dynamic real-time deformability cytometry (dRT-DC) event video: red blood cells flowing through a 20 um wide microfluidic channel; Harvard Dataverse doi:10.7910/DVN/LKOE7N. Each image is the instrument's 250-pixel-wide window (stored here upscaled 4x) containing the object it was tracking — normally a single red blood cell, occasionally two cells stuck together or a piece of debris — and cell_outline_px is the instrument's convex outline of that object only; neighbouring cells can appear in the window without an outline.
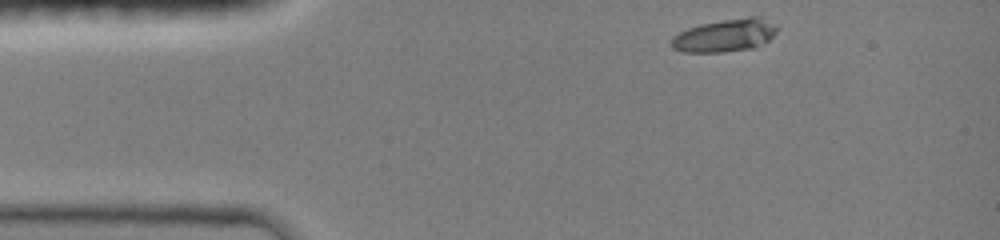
{"species": "common noctule bat (a hibernating species)", "species_latin": "Nyctalus noctula", "temperature_condition": "room temperature", "stored_images_in_passage": 24, "camera_frame_rate_fps": 3000, "um_per_image_px": 0.085, "animal": {"sex": "female", "body_mass_g": 19.0, "forearm_length_mm": 51.5}, "frame": {"image": 1, "passage_image": 1, "time_ms": 0.0, "image_size_px": [1000, 240], "cell_outline_px": [[776, 32], [768, 40], [756, 48], [724, 52], [684, 52], [672, 48], [672, 36], [688, 28], [700, 24], [748, 16], [760, 16], [776, 24]], "centroid_in_image_um": [61.65, 3.01], "position_along_channel_um": 23.4, "area_um2": 20.23}}